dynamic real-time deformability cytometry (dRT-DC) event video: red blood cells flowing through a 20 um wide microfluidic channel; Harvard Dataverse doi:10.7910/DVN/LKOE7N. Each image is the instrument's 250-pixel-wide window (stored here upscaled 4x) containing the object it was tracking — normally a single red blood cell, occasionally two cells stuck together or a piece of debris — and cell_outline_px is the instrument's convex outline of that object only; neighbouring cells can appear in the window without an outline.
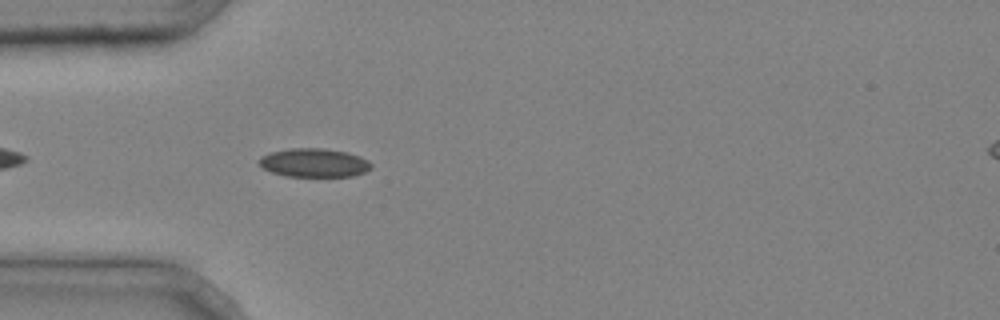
{"species": "common noctule bat (a hibernating species)", "species_latin": "Nyctalus noctula", "temperature_condition": "cold", "stored_images_in_passage": 4, "camera_frame_rate_fps": 3000, "um_per_image_px": 0.085, "animal": {"sex": "male", "body_mass_g": 20.4}, "frame": {"image": 1, "passage_image": 4, "time_ms": 1.0, "image_size_px": [1000, 320], "cell_outline_px": [[372, 168], [364, 172], [352, 176], [288, 176], [272, 172], [264, 168], [260, 164], [260, 156], [272, 152], [292, 148], [324, 148], [344, 152], [360, 156], [368, 160], [372, 164]], "centroid_in_image_um": [26.73, 13.83], "position_along_channel_um": 58.3, "area_um2": 18.5}}